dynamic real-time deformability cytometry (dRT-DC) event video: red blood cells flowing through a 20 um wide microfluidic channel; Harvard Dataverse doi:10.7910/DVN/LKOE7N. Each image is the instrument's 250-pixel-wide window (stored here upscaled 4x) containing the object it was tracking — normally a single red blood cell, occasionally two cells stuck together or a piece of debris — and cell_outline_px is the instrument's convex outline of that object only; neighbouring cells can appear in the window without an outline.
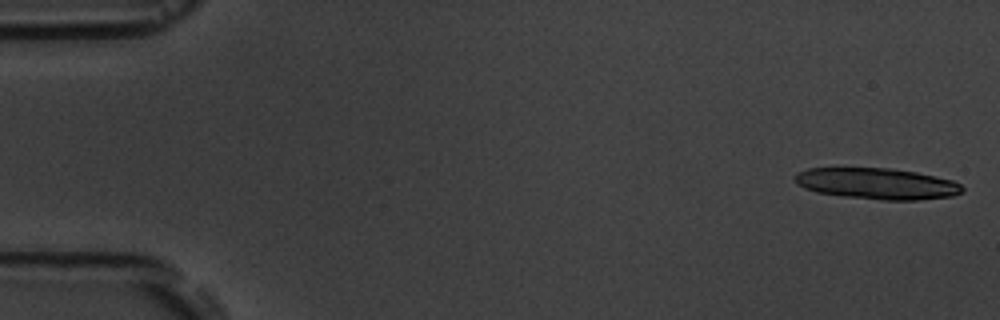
{"species": "common noctule bat (a hibernating species)", "species_latin": "Nyctalus noctula", "temperature_condition": "room temperature", "stored_images_in_passage": 7, "camera_frame_rate_fps": 3000, "um_per_image_px": 0.085, "animal": {"sex": "male", "body_mass_g": 19.5, "forearm_length_mm": 54.6}, "frame": {"image": 1, "passage_image": 1, "time_ms": 0.0, "image_size_px": [1000, 320], "cell_outline_px": [[964, 192], [952, 196], [920, 200], [880, 200], [844, 196], [816, 192], [804, 188], [796, 184], [796, 172], [808, 168], [888, 168], [916, 172], [952, 180], [960, 184], [964, 188]], "centroid_in_image_um": [74.55, 15.61], "position_along_channel_um": 10.4, "area_um2": 30.46}}
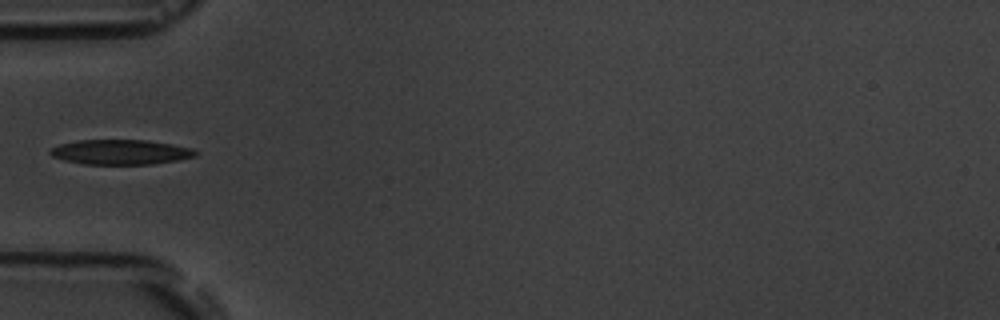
{"frame": {"image": 2, "passage_image": 6, "time_ms": 5.667, "image_size_px": [1000, 320], "cell_outline_px": [[196, 156], [180, 160], [152, 164], [84, 164], [64, 160], [52, 156], [48, 152], [52, 148], [60, 144], [76, 140], [144, 140], [172, 144], [192, 148], [196, 152]], "centroid_in_image_um": [10.25, 12.93], "position_along_channel_um": 74.8, "area_um2": 21.04}}
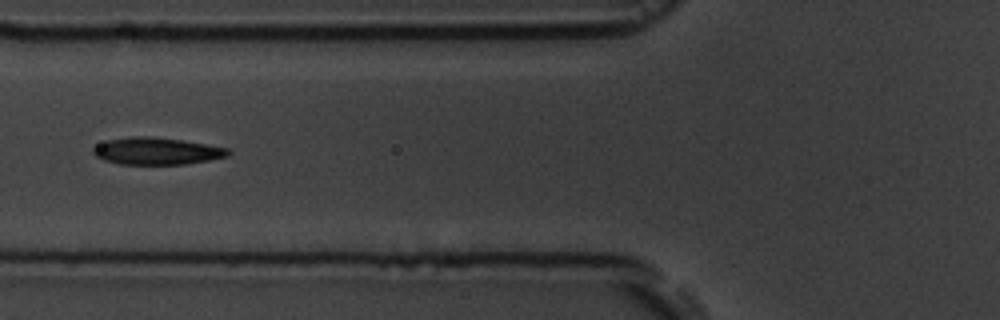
{"frame": {"image": 3, "passage_image": 7, "time_ms": 6.667, "image_size_px": [1000, 320], "cell_outline_px": [[232, 152], [228, 156], [208, 160], [184, 164], [120, 164], [104, 160], [96, 156], [92, 152], [92, 148], [108, 140], [132, 136], [152, 136], [180, 140], [228, 148]], "centroid_in_image_um": [13.31, 12.84], "position_along_channel_um": 112.5, "area_um2": 21.1}}